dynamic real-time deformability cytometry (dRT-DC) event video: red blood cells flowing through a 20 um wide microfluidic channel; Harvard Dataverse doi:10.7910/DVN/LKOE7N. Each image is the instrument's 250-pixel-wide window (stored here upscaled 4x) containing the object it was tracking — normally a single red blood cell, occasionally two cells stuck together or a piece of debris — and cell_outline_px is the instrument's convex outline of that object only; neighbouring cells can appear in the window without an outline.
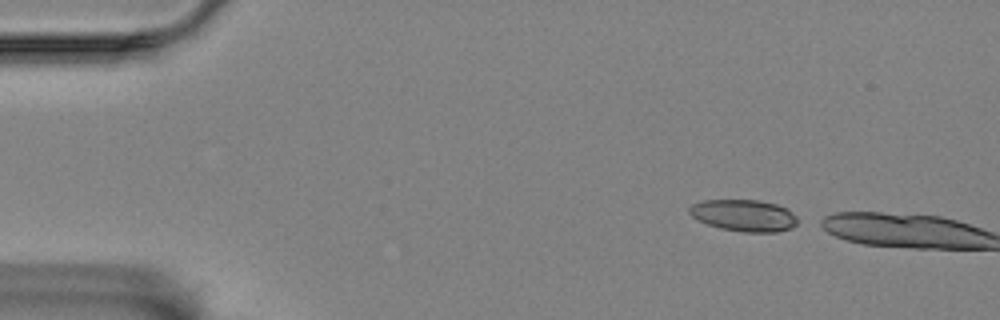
{"species": "Egyptian fruit bat (a non-hibernating species)", "species_latin": "Rousettus aegyptiacus", "temperature_condition": "room temperature", "stored_images_in_passage": 3, "camera_frame_rate_fps": 3000, "um_per_image_px": 0.085, "animal": {"sex": "female"}, "frame": {"image": 1, "passage_image": 1, "time_ms": 0.0, "image_size_px": [1000, 320], "cell_outline_px": [[796, 224], [792, 228], [776, 232], [744, 232], [720, 228], [708, 224], [692, 216], [688, 212], [688, 208], [692, 204], [704, 200], [756, 200], [776, 204], [788, 208], [796, 216]], "centroid_in_image_um": [63.24, 18.31], "position_along_channel_um": 21.8, "area_um2": 19.94}}